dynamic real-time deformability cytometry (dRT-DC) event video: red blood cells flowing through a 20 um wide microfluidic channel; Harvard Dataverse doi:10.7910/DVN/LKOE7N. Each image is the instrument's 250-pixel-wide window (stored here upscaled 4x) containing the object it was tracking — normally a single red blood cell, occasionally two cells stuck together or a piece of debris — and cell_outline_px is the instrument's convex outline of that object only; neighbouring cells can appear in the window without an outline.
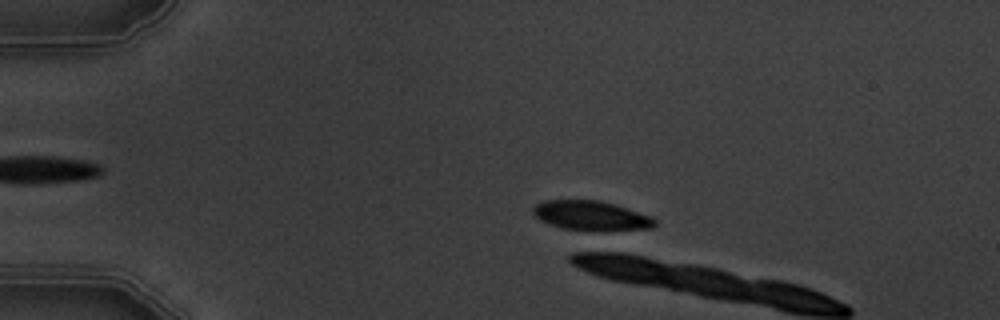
{"species": "common noctule bat (a hibernating species)", "species_latin": "Nyctalus noctula", "temperature_condition": "warm", "stored_images_in_passage": 5, "camera_frame_rate_fps": 3000, "um_per_image_px": 0.085, "animal": {"sex": "male", "body_mass_g": 19.5, "forearm_length_mm": 54.6}, "frame": {"image": 1, "passage_image": 3, "time_ms": 2.333, "image_size_px": [1000, 320], "cell_outline_px": [[656, 224], [652, 228], [560, 228], [540, 220], [532, 212], [532, 208], [536, 204], [544, 200], [600, 200], [616, 204], [652, 216], [656, 220]], "centroid_in_image_um": [50.21, 18.27], "position_along_channel_um": 34.8, "area_um2": 20.11}}